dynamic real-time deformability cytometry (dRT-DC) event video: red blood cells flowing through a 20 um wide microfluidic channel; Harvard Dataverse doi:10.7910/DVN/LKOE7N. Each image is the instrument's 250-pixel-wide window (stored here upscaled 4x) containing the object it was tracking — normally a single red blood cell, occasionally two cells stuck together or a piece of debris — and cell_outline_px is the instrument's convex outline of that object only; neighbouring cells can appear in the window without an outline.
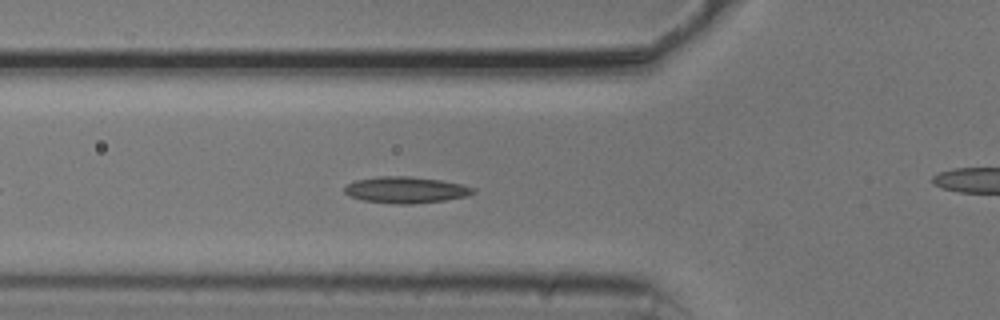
{"species": "common noctule bat (a hibernating species)", "species_latin": "Nyctalus noctula", "temperature_condition": "cold", "stored_images_in_passage": 41, "camera_frame_rate_fps": 3000, "um_per_image_px": 0.085, "animal": {"sex": "male", "body_mass_g": 20.5, "forearm_length_mm": 52.5}, "frame": {"image": 1, "passage_image": 8, "time_ms": 2.333, "image_size_px": [1000, 320], "cell_outline_px": [[476, 192], [468, 196], [444, 200], [412, 204], [396, 204], [360, 200], [348, 196], [344, 192], [344, 188], [348, 184], [356, 180], [380, 176], [408, 176], [440, 180], [460, 184], [476, 188]], "centroid_in_image_um": [34.48, 16.15], "position_along_channel_um": 91.3, "area_um2": 19.83}}
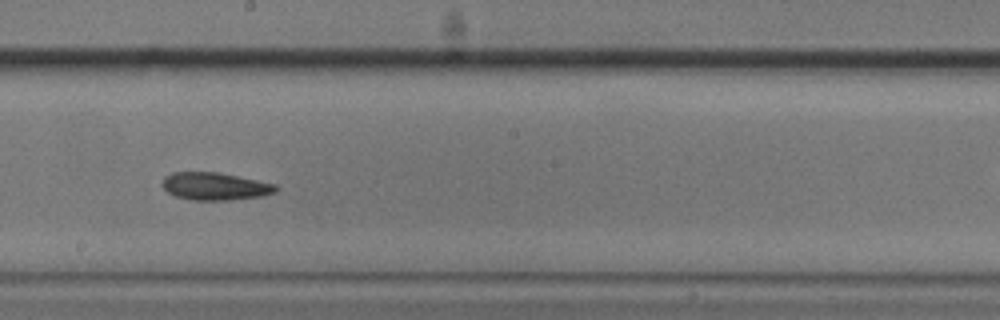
{"frame": {"image": 2, "passage_image": 19, "time_ms": 6.0, "image_size_px": [1000, 320], "cell_outline_px": [[276, 192], [260, 196], [228, 200], [192, 200], [176, 196], [168, 192], [164, 188], [164, 176], [172, 172], [220, 172], [276, 184]], "centroid_in_image_um": [18.27, 15.82], "position_along_channel_um": 229.9, "area_um2": 18.09}}
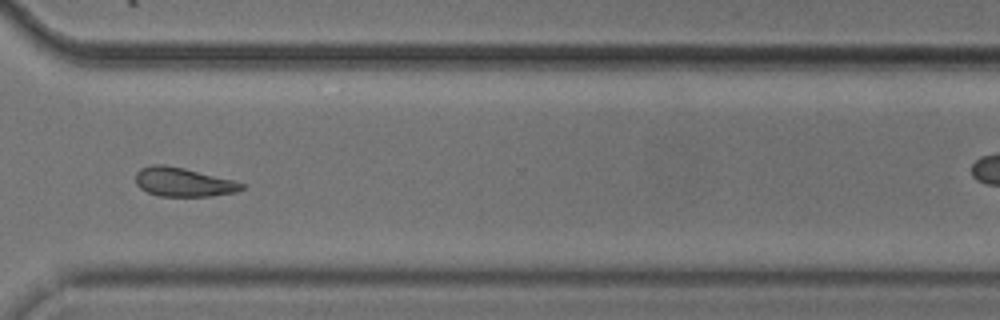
{"frame": {"image": 3, "passage_image": 29, "time_ms": 9.333, "image_size_px": [1000, 320], "cell_outline_px": [[244, 188], [236, 192], [212, 196], [160, 196], [148, 192], [140, 188], [136, 184], [136, 172], [140, 168], [152, 164], [164, 164], [184, 168], [236, 180], [244, 184]], "centroid_in_image_um": [15.59, 15.47], "position_along_channel_um": 355.0, "area_um2": 18.03}}